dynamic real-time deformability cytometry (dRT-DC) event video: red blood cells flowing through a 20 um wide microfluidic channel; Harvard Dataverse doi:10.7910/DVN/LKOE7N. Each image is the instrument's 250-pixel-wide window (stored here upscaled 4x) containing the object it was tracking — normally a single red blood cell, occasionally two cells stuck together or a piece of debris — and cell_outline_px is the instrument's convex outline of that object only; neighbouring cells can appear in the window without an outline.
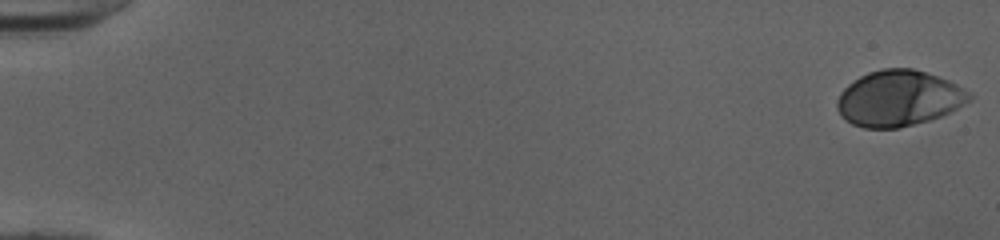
{"species": "human", "species_latin": "Homo sapiens", "temperature_condition": "cold", "stored_images_in_passage": 52, "camera_frame_rate_fps": 3000, "um_per_image_px": 0.085, "donor": {"sex": "female"}, "frame": {"image": 1, "passage_image": 1, "time_ms": 0.0, "image_size_px": [1000, 240], "cell_outline_px": [[972, 100], [940, 116], [928, 120], [900, 128], [864, 128], [852, 124], [844, 120], [836, 108], [836, 100], [840, 92], [848, 84], [860, 76], [868, 72], [884, 68], [912, 68], [948, 80], [972, 92]], "centroid_in_image_um": [76.37, 8.36], "position_along_channel_um": 8.6, "area_um2": 43.06}}
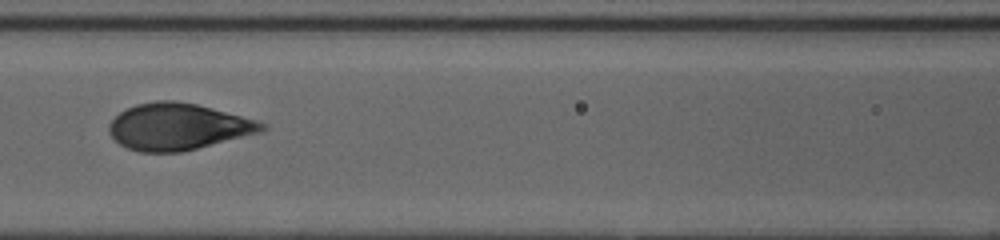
{"frame": {"image": 2, "passage_image": 25, "time_ms": 8.0, "image_size_px": [1000, 240], "cell_outline_px": [[268, 128], [264, 132], [184, 152], [140, 152], [128, 148], [120, 144], [108, 132], [108, 124], [120, 112], [136, 104], [156, 100], [176, 100], [196, 104], [212, 108], [256, 120], [268, 124]], "centroid_in_image_um": [15.17, 10.77], "position_along_channel_um": 151.4, "area_um2": 41.85}}
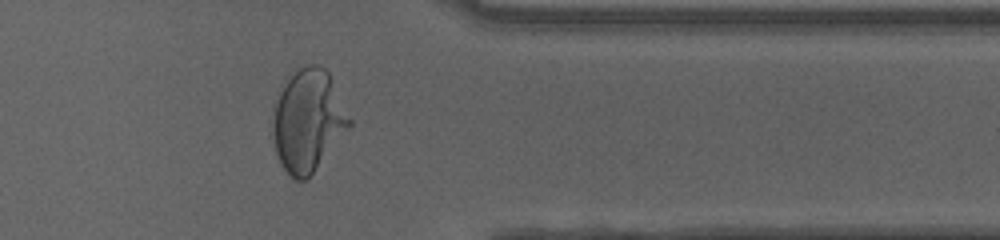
{"frame": {"image": 3, "passage_image": 43, "time_ms": 14.0, "image_size_px": [1000, 240], "cell_outline_px": [[352, 124], [308, 180], [292, 180], [280, 164], [276, 152], [268, 124], [284, 76], [292, 68], [308, 64], [316, 64], [324, 68], [328, 72], [352, 120]], "centroid_in_image_um": [26.1, 10.23], "position_along_channel_um": 385.3, "area_um2": 47.05}, "authors_computed_cell_mechanics": {"area_um2": 41.8472, "velocity_mm_per_s": 4.0142, "shape_relaxation_time_tau1_ms": 3.8568, "shape_relaxation_time_tau2_ms": null, "deformation_change_tau1": 0.2104, "deformation_change_tau2": null}}